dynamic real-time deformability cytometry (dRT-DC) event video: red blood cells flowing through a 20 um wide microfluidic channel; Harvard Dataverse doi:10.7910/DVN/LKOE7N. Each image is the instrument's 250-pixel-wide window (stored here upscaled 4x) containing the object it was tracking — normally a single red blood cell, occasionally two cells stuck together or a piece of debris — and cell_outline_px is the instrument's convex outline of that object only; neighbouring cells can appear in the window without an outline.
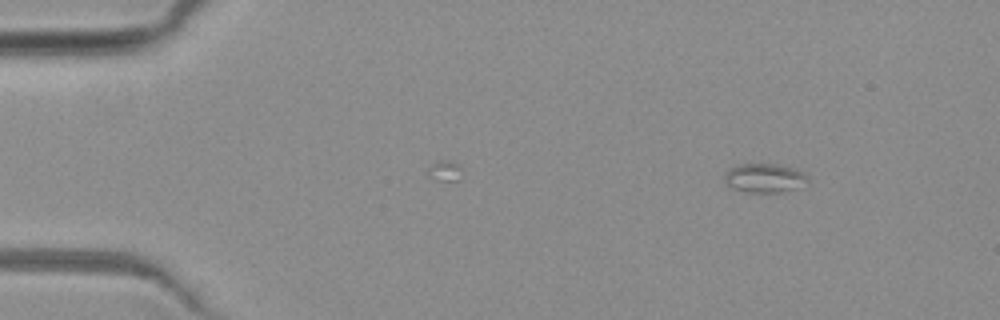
{"species": "common noctule bat (a hibernating species)", "species_latin": "Nyctalus noctula", "temperature_condition": "warm", "stored_images_in_passage": 47, "camera_frame_rate_fps": 3000, "um_per_image_px": 0.085, "animal": {"sex": "female", "body_mass_g": 19.3, "forearm_length_mm": 54.1}, "frame": {"image": 1, "passage_image": 1, "time_ms": 0.0, "image_size_px": [1000, 320], "cell_outline_px": [[808, 180], [800, 188], [784, 192], [744, 192], [732, 188], [724, 184], [724, 176], [732, 168], [740, 164], [780, 164], [804, 172], [808, 176]], "centroid_in_image_um": [65.01, 15.15], "position_along_channel_um": 20.0, "area_um2": 14.22}}
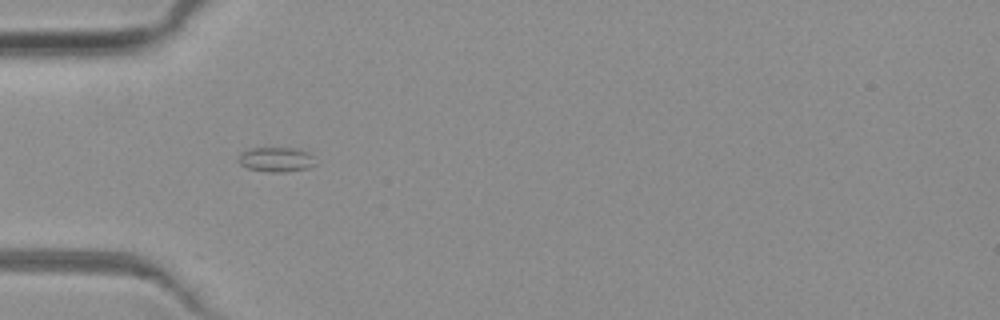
{"frame": {"image": 2, "passage_image": 13, "time_ms": 4.0, "image_size_px": [1000, 320], "cell_outline_px": [[316, 164], [308, 168], [288, 172], [268, 172], [248, 168], [240, 164], [236, 160], [236, 156], [240, 152], [248, 148], [292, 148], [308, 152], [312, 156]], "centroid_in_image_um": [23.41, 13.56], "position_along_channel_um": 61.6, "area_um2": 11.27}}
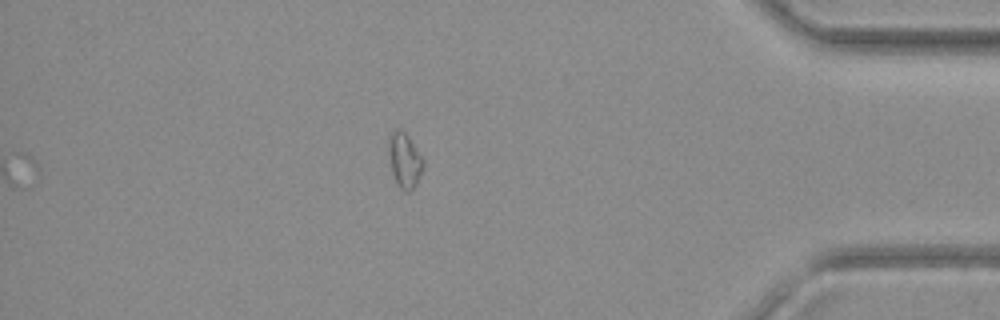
{"frame": {"image": 3, "passage_image": 47, "time_ms": 15.333, "image_size_px": [1000, 320], "cell_outline_px": [[424, 164], [412, 188], [408, 192], [404, 192], [400, 188], [392, 172], [388, 152], [388, 140], [392, 132], [400, 128], [408, 136], [424, 160]], "centroid_in_image_um": [34.36, 13.59], "position_along_channel_um": 400.8, "area_um2": 10.69}}